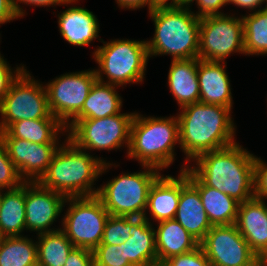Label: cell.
Instances as JSON below:
<instances>
[{"label":"cell","mask_w":267,"mask_h":266,"mask_svg":"<svg viewBox=\"0 0 267 266\" xmlns=\"http://www.w3.org/2000/svg\"><path fill=\"white\" fill-rule=\"evenodd\" d=\"M96 47L93 58L98 63L94 69L97 80L116 86L142 83L149 60L146 40L114 39ZM106 75V81L104 76Z\"/></svg>","instance_id":"obj_6"},{"label":"cell","mask_w":267,"mask_h":266,"mask_svg":"<svg viewBox=\"0 0 267 266\" xmlns=\"http://www.w3.org/2000/svg\"><path fill=\"white\" fill-rule=\"evenodd\" d=\"M25 182L18 188L4 190L0 202V235L22 236L26 230Z\"/></svg>","instance_id":"obj_27"},{"label":"cell","mask_w":267,"mask_h":266,"mask_svg":"<svg viewBox=\"0 0 267 266\" xmlns=\"http://www.w3.org/2000/svg\"><path fill=\"white\" fill-rule=\"evenodd\" d=\"M199 245L211 266H267L251 250L235 224L212 226Z\"/></svg>","instance_id":"obj_13"},{"label":"cell","mask_w":267,"mask_h":266,"mask_svg":"<svg viewBox=\"0 0 267 266\" xmlns=\"http://www.w3.org/2000/svg\"><path fill=\"white\" fill-rule=\"evenodd\" d=\"M76 1L78 2V0H12L14 9L16 11V13L18 14V16L20 18L24 17L25 15V10L22 9V7L20 6L21 3H24L25 5H33V6H37V7H45V6H55V5H66V4H71V3H76ZM20 3V4H19Z\"/></svg>","instance_id":"obj_39"},{"label":"cell","mask_w":267,"mask_h":266,"mask_svg":"<svg viewBox=\"0 0 267 266\" xmlns=\"http://www.w3.org/2000/svg\"><path fill=\"white\" fill-rule=\"evenodd\" d=\"M168 1L169 0H152V3L155 6H168V5L176 6V0H170L171 2Z\"/></svg>","instance_id":"obj_43"},{"label":"cell","mask_w":267,"mask_h":266,"mask_svg":"<svg viewBox=\"0 0 267 266\" xmlns=\"http://www.w3.org/2000/svg\"><path fill=\"white\" fill-rule=\"evenodd\" d=\"M24 182L0 140V188L12 190L20 187Z\"/></svg>","instance_id":"obj_33"},{"label":"cell","mask_w":267,"mask_h":266,"mask_svg":"<svg viewBox=\"0 0 267 266\" xmlns=\"http://www.w3.org/2000/svg\"><path fill=\"white\" fill-rule=\"evenodd\" d=\"M13 70L4 56L0 54V102L8 93L9 88L13 81L21 74V72L26 68L24 64L22 66L14 67Z\"/></svg>","instance_id":"obj_35"},{"label":"cell","mask_w":267,"mask_h":266,"mask_svg":"<svg viewBox=\"0 0 267 266\" xmlns=\"http://www.w3.org/2000/svg\"><path fill=\"white\" fill-rule=\"evenodd\" d=\"M113 163L92 156L78 148L69 138L55 152L47 172L38 181L43 187L68 197L95 196L94 182L107 172Z\"/></svg>","instance_id":"obj_3"},{"label":"cell","mask_w":267,"mask_h":266,"mask_svg":"<svg viewBox=\"0 0 267 266\" xmlns=\"http://www.w3.org/2000/svg\"><path fill=\"white\" fill-rule=\"evenodd\" d=\"M64 266H94L93 253L85 248L74 247Z\"/></svg>","instance_id":"obj_38"},{"label":"cell","mask_w":267,"mask_h":266,"mask_svg":"<svg viewBox=\"0 0 267 266\" xmlns=\"http://www.w3.org/2000/svg\"><path fill=\"white\" fill-rule=\"evenodd\" d=\"M244 26L245 54L266 55L267 54V6L242 15Z\"/></svg>","instance_id":"obj_30"},{"label":"cell","mask_w":267,"mask_h":266,"mask_svg":"<svg viewBox=\"0 0 267 266\" xmlns=\"http://www.w3.org/2000/svg\"><path fill=\"white\" fill-rule=\"evenodd\" d=\"M124 252L133 266H158L153 222L131 217L130 238L124 242Z\"/></svg>","instance_id":"obj_21"},{"label":"cell","mask_w":267,"mask_h":266,"mask_svg":"<svg viewBox=\"0 0 267 266\" xmlns=\"http://www.w3.org/2000/svg\"><path fill=\"white\" fill-rule=\"evenodd\" d=\"M174 219L199 243L213 226L198 189L188 180V167L181 171V193Z\"/></svg>","instance_id":"obj_17"},{"label":"cell","mask_w":267,"mask_h":266,"mask_svg":"<svg viewBox=\"0 0 267 266\" xmlns=\"http://www.w3.org/2000/svg\"><path fill=\"white\" fill-rule=\"evenodd\" d=\"M118 4V7L120 8H127L136 10L142 7H145L147 5L148 12L153 10L156 6L152 3V0H115Z\"/></svg>","instance_id":"obj_41"},{"label":"cell","mask_w":267,"mask_h":266,"mask_svg":"<svg viewBox=\"0 0 267 266\" xmlns=\"http://www.w3.org/2000/svg\"><path fill=\"white\" fill-rule=\"evenodd\" d=\"M52 81V82H51ZM45 87L51 114L65 127L80 113L92 86L97 81L95 70L66 73Z\"/></svg>","instance_id":"obj_12"},{"label":"cell","mask_w":267,"mask_h":266,"mask_svg":"<svg viewBox=\"0 0 267 266\" xmlns=\"http://www.w3.org/2000/svg\"><path fill=\"white\" fill-rule=\"evenodd\" d=\"M179 144L178 117L143 116L135 112L130 129L127 157L142 166L160 171L175 161V145Z\"/></svg>","instance_id":"obj_5"},{"label":"cell","mask_w":267,"mask_h":266,"mask_svg":"<svg viewBox=\"0 0 267 266\" xmlns=\"http://www.w3.org/2000/svg\"><path fill=\"white\" fill-rule=\"evenodd\" d=\"M67 130L58 119L19 120L6 130L0 131V138H19L38 144H59L58 134Z\"/></svg>","instance_id":"obj_26"},{"label":"cell","mask_w":267,"mask_h":266,"mask_svg":"<svg viewBox=\"0 0 267 266\" xmlns=\"http://www.w3.org/2000/svg\"><path fill=\"white\" fill-rule=\"evenodd\" d=\"M194 0H176V6L189 7L191 8Z\"/></svg>","instance_id":"obj_44"},{"label":"cell","mask_w":267,"mask_h":266,"mask_svg":"<svg viewBox=\"0 0 267 266\" xmlns=\"http://www.w3.org/2000/svg\"><path fill=\"white\" fill-rule=\"evenodd\" d=\"M61 36L73 46H88L99 37V21L92 11L72 6L58 14Z\"/></svg>","instance_id":"obj_19"},{"label":"cell","mask_w":267,"mask_h":266,"mask_svg":"<svg viewBox=\"0 0 267 266\" xmlns=\"http://www.w3.org/2000/svg\"><path fill=\"white\" fill-rule=\"evenodd\" d=\"M198 59L172 60L168 86L180 108L200 101Z\"/></svg>","instance_id":"obj_23"},{"label":"cell","mask_w":267,"mask_h":266,"mask_svg":"<svg viewBox=\"0 0 267 266\" xmlns=\"http://www.w3.org/2000/svg\"><path fill=\"white\" fill-rule=\"evenodd\" d=\"M245 54L242 17L223 15L201 18L198 59L226 62L233 53Z\"/></svg>","instance_id":"obj_11"},{"label":"cell","mask_w":267,"mask_h":266,"mask_svg":"<svg viewBox=\"0 0 267 266\" xmlns=\"http://www.w3.org/2000/svg\"><path fill=\"white\" fill-rule=\"evenodd\" d=\"M198 7V12L194 13L197 17L204 18L208 16L223 15L219 11L222 7L229 4V0H194Z\"/></svg>","instance_id":"obj_37"},{"label":"cell","mask_w":267,"mask_h":266,"mask_svg":"<svg viewBox=\"0 0 267 266\" xmlns=\"http://www.w3.org/2000/svg\"><path fill=\"white\" fill-rule=\"evenodd\" d=\"M235 225L251 250L267 262V207L266 201L253 197L239 203Z\"/></svg>","instance_id":"obj_16"},{"label":"cell","mask_w":267,"mask_h":266,"mask_svg":"<svg viewBox=\"0 0 267 266\" xmlns=\"http://www.w3.org/2000/svg\"><path fill=\"white\" fill-rule=\"evenodd\" d=\"M34 79L25 68L11 84L0 102V131L19 120L57 119L50 112L45 85Z\"/></svg>","instance_id":"obj_8"},{"label":"cell","mask_w":267,"mask_h":266,"mask_svg":"<svg viewBox=\"0 0 267 266\" xmlns=\"http://www.w3.org/2000/svg\"><path fill=\"white\" fill-rule=\"evenodd\" d=\"M226 62L198 59L197 77L200 87V102L233 107L231 84L226 72Z\"/></svg>","instance_id":"obj_18"},{"label":"cell","mask_w":267,"mask_h":266,"mask_svg":"<svg viewBox=\"0 0 267 266\" xmlns=\"http://www.w3.org/2000/svg\"><path fill=\"white\" fill-rule=\"evenodd\" d=\"M62 231L75 247L93 251L101 242L104 227L110 214L95 196L68 197Z\"/></svg>","instance_id":"obj_9"},{"label":"cell","mask_w":267,"mask_h":266,"mask_svg":"<svg viewBox=\"0 0 267 266\" xmlns=\"http://www.w3.org/2000/svg\"><path fill=\"white\" fill-rule=\"evenodd\" d=\"M148 13L155 25L153 38L146 40L149 58L198 59L201 19L189 7L156 6Z\"/></svg>","instance_id":"obj_4"},{"label":"cell","mask_w":267,"mask_h":266,"mask_svg":"<svg viewBox=\"0 0 267 266\" xmlns=\"http://www.w3.org/2000/svg\"><path fill=\"white\" fill-rule=\"evenodd\" d=\"M135 113L78 120L68 131L69 138L78 148L88 150H114L130 144V129ZM69 133V134H68ZM125 144V145H124Z\"/></svg>","instance_id":"obj_10"},{"label":"cell","mask_w":267,"mask_h":266,"mask_svg":"<svg viewBox=\"0 0 267 266\" xmlns=\"http://www.w3.org/2000/svg\"><path fill=\"white\" fill-rule=\"evenodd\" d=\"M37 243L27 236L3 237L0 266H38Z\"/></svg>","instance_id":"obj_28"},{"label":"cell","mask_w":267,"mask_h":266,"mask_svg":"<svg viewBox=\"0 0 267 266\" xmlns=\"http://www.w3.org/2000/svg\"><path fill=\"white\" fill-rule=\"evenodd\" d=\"M255 155L238 142L197 156L188 168L206 185L229 195L239 203L254 197Z\"/></svg>","instance_id":"obj_2"},{"label":"cell","mask_w":267,"mask_h":266,"mask_svg":"<svg viewBox=\"0 0 267 266\" xmlns=\"http://www.w3.org/2000/svg\"><path fill=\"white\" fill-rule=\"evenodd\" d=\"M8 157L25 182H38L61 144H38L19 138H0Z\"/></svg>","instance_id":"obj_15"},{"label":"cell","mask_w":267,"mask_h":266,"mask_svg":"<svg viewBox=\"0 0 267 266\" xmlns=\"http://www.w3.org/2000/svg\"><path fill=\"white\" fill-rule=\"evenodd\" d=\"M94 266H133L121 245L99 244L93 251Z\"/></svg>","instance_id":"obj_32"},{"label":"cell","mask_w":267,"mask_h":266,"mask_svg":"<svg viewBox=\"0 0 267 266\" xmlns=\"http://www.w3.org/2000/svg\"><path fill=\"white\" fill-rule=\"evenodd\" d=\"M177 176L161 175L153 183L144 214L146 220L152 221L150 215L157 222L175 218L181 193V171Z\"/></svg>","instance_id":"obj_20"},{"label":"cell","mask_w":267,"mask_h":266,"mask_svg":"<svg viewBox=\"0 0 267 266\" xmlns=\"http://www.w3.org/2000/svg\"><path fill=\"white\" fill-rule=\"evenodd\" d=\"M66 197L43 187L39 182H25L26 231L42 234L57 231L51 228L63 212Z\"/></svg>","instance_id":"obj_14"},{"label":"cell","mask_w":267,"mask_h":266,"mask_svg":"<svg viewBox=\"0 0 267 266\" xmlns=\"http://www.w3.org/2000/svg\"><path fill=\"white\" fill-rule=\"evenodd\" d=\"M116 85L96 81L82 106L80 113L65 127L68 131L78 120L113 116L121 112L122 97Z\"/></svg>","instance_id":"obj_24"},{"label":"cell","mask_w":267,"mask_h":266,"mask_svg":"<svg viewBox=\"0 0 267 266\" xmlns=\"http://www.w3.org/2000/svg\"><path fill=\"white\" fill-rule=\"evenodd\" d=\"M3 189L0 188V202H1V198H2V193H3Z\"/></svg>","instance_id":"obj_45"},{"label":"cell","mask_w":267,"mask_h":266,"mask_svg":"<svg viewBox=\"0 0 267 266\" xmlns=\"http://www.w3.org/2000/svg\"><path fill=\"white\" fill-rule=\"evenodd\" d=\"M142 167L143 171L122 173L98 188L96 196L110 215L144 217L150 188L161 173L151 166Z\"/></svg>","instance_id":"obj_7"},{"label":"cell","mask_w":267,"mask_h":266,"mask_svg":"<svg viewBox=\"0 0 267 266\" xmlns=\"http://www.w3.org/2000/svg\"><path fill=\"white\" fill-rule=\"evenodd\" d=\"M188 180L198 189L204 210L213 226L236 223L238 201L213 187L206 186L189 168Z\"/></svg>","instance_id":"obj_22"},{"label":"cell","mask_w":267,"mask_h":266,"mask_svg":"<svg viewBox=\"0 0 267 266\" xmlns=\"http://www.w3.org/2000/svg\"><path fill=\"white\" fill-rule=\"evenodd\" d=\"M266 0H229V4H234L240 8L248 9L252 12L258 11L257 8L261 7L263 3H265Z\"/></svg>","instance_id":"obj_42"},{"label":"cell","mask_w":267,"mask_h":266,"mask_svg":"<svg viewBox=\"0 0 267 266\" xmlns=\"http://www.w3.org/2000/svg\"><path fill=\"white\" fill-rule=\"evenodd\" d=\"M155 229L156 251L158 265L172 256L193 251L199 246L185 228L175 219L157 222Z\"/></svg>","instance_id":"obj_25"},{"label":"cell","mask_w":267,"mask_h":266,"mask_svg":"<svg viewBox=\"0 0 267 266\" xmlns=\"http://www.w3.org/2000/svg\"><path fill=\"white\" fill-rule=\"evenodd\" d=\"M254 197L267 199V163L255 155L254 160Z\"/></svg>","instance_id":"obj_36"},{"label":"cell","mask_w":267,"mask_h":266,"mask_svg":"<svg viewBox=\"0 0 267 266\" xmlns=\"http://www.w3.org/2000/svg\"><path fill=\"white\" fill-rule=\"evenodd\" d=\"M18 18L12 0H0V26Z\"/></svg>","instance_id":"obj_40"},{"label":"cell","mask_w":267,"mask_h":266,"mask_svg":"<svg viewBox=\"0 0 267 266\" xmlns=\"http://www.w3.org/2000/svg\"><path fill=\"white\" fill-rule=\"evenodd\" d=\"M37 236L38 266H64L75 247L65 233L59 229Z\"/></svg>","instance_id":"obj_29"},{"label":"cell","mask_w":267,"mask_h":266,"mask_svg":"<svg viewBox=\"0 0 267 266\" xmlns=\"http://www.w3.org/2000/svg\"><path fill=\"white\" fill-rule=\"evenodd\" d=\"M179 147L184 152V171L197 156L204 152L220 150L236 143V126L231 109L220 105L195 102L180 108ZM187 165V166H186Z\"/></svg>","instance_id":"obj_1"},{"label":"cell","mask_w":267,"mask_h":266,"mask_svg":"<svg viewBox=\"0 0 267 266\" xmlns=\"http://www.w3.org/2000/svg\"><path fill=\"white\" fill-rule=\"evenodd\" d=\"M163 266H211L210 261L199 245L193 251L168 258Z\"/></svg>","instance_id":"obj_34"},{"label":"cell","mask_w":267,"mask_h":266,"mask_svg":"<svg viewBox=\"0 0 267 266\" xmlns=\"http://www.w3.org/2000/svg\"><path fill=\"white\" fill-rule=\"evenodd\" d=\"M131 217L110 215L100 244L121 245L130 238Z\"/></svg>","instance_id":"obj_31"}]
</instances>
